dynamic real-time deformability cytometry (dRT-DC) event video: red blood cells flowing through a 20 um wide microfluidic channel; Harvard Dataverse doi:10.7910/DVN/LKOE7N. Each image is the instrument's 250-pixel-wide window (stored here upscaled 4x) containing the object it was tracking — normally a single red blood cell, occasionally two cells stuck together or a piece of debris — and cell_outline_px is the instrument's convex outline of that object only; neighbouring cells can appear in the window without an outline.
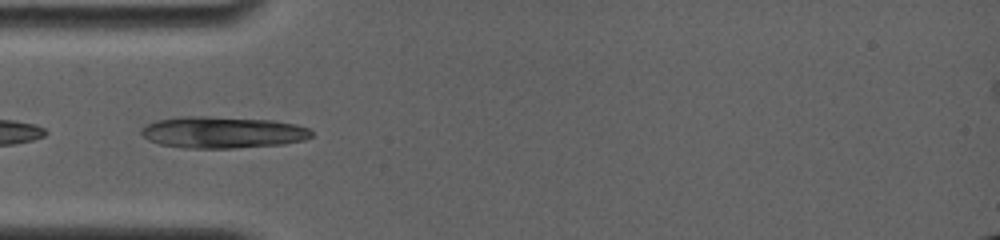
{"species": "common noctule bat (a hibernating species)", "species_latin": "Nyctalus noctula", "temperature_condition": "room temperature", "stored_images_in_passage": 7, "camera_frame_rate_fps": 4000, "um_per_image_px": 0.085, "animal": {"sex": "female", "body_mass_g": 19.0, "forearm_length_mm": 56.7}, "frame": {"image": 1, "passage_image": 2, "time_ms": 0.5, "image_size_px": [1000, 240], "cell_outline_px": [[312, 136], [304, 140], [284, 144], [232, 148], [184, 148], [160, 144], [148, 140], [140, 132], [140, 128], [156, 120], [184, 116], [204, 116], [272, 120], [296, 124], [308, 128], [312, 132]], "centroid_in_image_um": [18.91, 11.25], "position_along_channel_um": 66.1, "area_um2": 31.39}}